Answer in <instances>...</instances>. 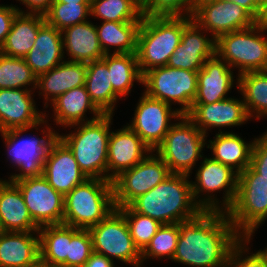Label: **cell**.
Instances as JSON below:
<instances>
[{
  "label": "cell",
  "mask_w": 267,
  "mask_h": 267,
  "mask_svg": "<svg viewBox=\"0 0 267 267\" xmlns=\"http://www.w3.org/2000/svg\"><path fill=\"white\" fill-rule=\"evenodd\" d=\"M83 267H115V265L113 260L93 251Z\"/></svg>",
  "instance_id": "7dc6e473"
},
{
  "label": "cell",
  "mask_w": 267,
  "mask_h": 267,
  "mask_svg": "<svg viewBox=\"0 0 267 267\" xmlns=\"http://www.w3.org/2000/svg\"><path fill=\"white\" fill-rule=\"evenodd\" d=\"M54 122L64 128L100 118L103 113L90 100L86 86L76 87L58 96L52 103ZM90 110L94 116L85 121V112ZM89 119V120H88Z\"/></svg>",
  "instance_id": "4316f807"
},
{
  "label": "cell",
  "mask_w": 267,
  "mask_h": 267,
  "mask_svg": "<svg viewBox=\"0 0 267 267\" xmlns=\"http://www.w3.org/2000/svg\"><path fill=\"white\" fill-rule=\"evenodd\" d=\"M36 232L0 231V267H28L39 263L40 238Z\"/></svg>",
  "instance_id": "cb8c5ba5"
},
{
  "label": "cell",
  "mask_w": 267,
  "mask_h": 267,
  "mask_svg": "<svg viewBox=\"0 0 267 267\" xmlns=\"http://www.w3.org/2000/svg\"><path fill=\"white\" fill-rule=\"evenodd\" d=\"M266 31L267 27L257 22L249 28L220 35L216 39L215 53L231 68H238V76L247 72L266 71Z\"/></svg>",
  "instance_id": "52a82bcc"
},
{
  "label": "cell",
  "mask_w": 267,
  "mask_h": 267,
  "mask_svg": "<svg viewBox=\"0 0 267 267\" xmlns=\"http://www.w3.org/2000/svg\"><path fill=\"white\" fill-rule=\"evenodd\" d=\"M45 23L44 15L19 12L13 20L0 53L9 57L24 58L34 46L38 31Z\"/></svg>",
  "instance_id": "f1b7e54d"
},
{
  "label": "cell",
  "mask_w": 267,
  "mask_h": 267,
  "mask_svg": "<svg viewBox=\"0 0 267 267\" xmlns=\"http://www.w3.org/2000/svg\"><path fill=\"white\" fill-rule=\"evenodd\" d=\"M118 209L125 216L135 246L142 252L162 224L149 216L135 212L129 205Z\"/></svg>",
  "instance_id": "ab89813d"
},
{
  "label": "cell",
  "mask_w": 267,
  "mask_h": 267,
  "mask_svg": "<svg viewBox=\"0 0 267 267\" xmlns=\"http://www.w3.org/2000/svg\"><path fill=\"white\" fill-rule=\"evenodd\" d=\"M258 22L261 25H264L265 27H267V6L265 7V9L262 11L260 19L258 20Z\"/></svg>",
  "instance_id": "681fc988"
},
{
  "label": "cell",
  "mask_w": 267,
  "mask_h": 267,
  "mask_svg": "<svg viewBox=\"0 0 267 267\" xmlns=\"http://www.w3.org/2000/svg\"><path fill=\"white\" fill-rule=\"evenodd\" d=\"M179 238V224H162L151 239L150 243L141 252L142 264L145 259L173 258ZM161 257V258H160Z\"/></svg>",
  "instance_id": "f35d334b"
},
{
  "label": "cell",
  "mask_w": 267,
  "mask_h": 267,
  "mask_svg": "<svg viewBox=\"0 0 267 267\" xmlns=\"http://www.w3.org/2000/svg\"><path fill=\"white\" fill-rule=\"evenodd\" d=\"M140 24L141 21H103L100 26L96 25L99 43L104 54H110L111 46L116 48L113 51L116 54H136Z\"/></svg>",
  "instance_id": "1f68e13d"
},
{
  "label": "cell",
  "mask_w": 267,
  "mask_h": 267,
  "mask_svg": "<svg viewBox=\"0 0 267 267\" xmlns=\"http://www.w3.org/2000/svg\"><path fill=\"white\" fill-rule=\"evenodd\" d=\"M246 243L248 244L249 242L245 237H242L233 246L229 254L228 267H267L265 259L258 251L250 256H247V254L245 256V253L249 250V247L248 245L246 246Z\"/></svg>",
  "instance_id": "7bdbcfd3"
},
{
  "label": "cell",
  "mask_w": 267,
  "mask_h": 267,
  "mask_svg": "<svg viewBox=\"0 0 267 267\" xmlns=\"http://www.w3.org/2000/svg\"><path fill=\"white\" fill-rule=\"evenodd\" d=\"M22 12L21 8L11 5L0 4V49L2 48L15 16Z\"/></svg>",
  "instance_id": "f6af8a7d"
},
{
  "label": "cell",
  "mask_w": 267,
  "mask_h": 267,
  "mask_svg": "<svg viewBox=\"0 0 267 267\" xmlns=\"http://www.w3.org/2000/svg\"><path fill=\"white\" fill-rule=\"evenodd\" d=\"M173 123L162 143L154 150L171 174L189 175L199 158H203L206 135L186 116Z\"/></svg>",
  "instance_id": "ba28073f"
},
{
  "label": "cell",
  "mask_w": 267,
  "mask_h": 267,
  "mask_svg": "<svg viewBox=\"0 0 267 267\" xmlns=\"http://www.w3.org/2000/svg\"><path fill=\"white\" fill-rule=\"evenodd\" d=\"M236 84L250 118L267 116V70L241 74Z\"/></svg>",
  "instance_id": "e575fe53"
},
{
  "label": "cell",
  "mask_w": 267,
  "mask_h": 267,
  "mask_svg": "<svg viewBox=\"0 0 267 267\" xmlns=\"http://www.w3.org/2000/svg\"><path fill=\"white\" fill-rule=\"evenodd\" d=\"M203 31V32H202ZM206 31L193 19L184 27L180 44L170 56L167 66L198 72L215 54L216 39L205 37ZM202 34V35H201Z\"/></svg>",
  "instance_id": "d6986e66"
},
{
  "label": "cell",
  "mask_w": 267,
  "mask_h": 267,
  "mask_svg": "<svg viewBox=\"0 0 267 267\" xmlns=\"http://www.w3.org/2000/svg\"><path fill=\"white\" fill-rule=\"evenodd\" d=\"M226 213L236 232L250 243L256 228L267 218V177L250 165L242 171L235 200Z\"/></svg>",
  "instance_id": "8992f818"
},
{
  "label": "cell",
  "mask_w": 267,
  "mask_h": 267,
  "mask_svg": "<svg viewBox=\"0 0 267 267\" xmlns=\"http://www.w3.org/2000/svg\"><path fill=\"white\" fill-rule=\"evenodd\" d=\"M37 87V76L24 58L5 56L0 53V89H27Z\"/></svg>",
  "instance_id": "8d00e7d4"
},
{
  "label": "cell",
  "mask_w": 267,
  "mask_h": 267,
  "mask_svg": "<svg viewBox=\"0 0 267 267\" xmlns=\"http://www.w3.org/2000/svg\"><path fill=\"white\" fill-rule=\"evenodd\" d=\"M31 95L27 89H0V133L47 125V114L37 111Z\"/></svg>",
  "instance_id": "e0dca14e"
},
{
  "label": "cell",
  "mask_w": 267,
  "mask_h": 267,
  "mask_svg": "<svg viewBox=\"0 0 267 267\" xmlns=\"http://www.w3.org/2000/svg\"><path fill=\"white\" fill-rule=\"evenodd\" d=\"M54 2H60V3H90L91 0H54Z\"/></svg>",
  "instance_id": "f907efd6"
},
{
  "label": "cell",
  "mask_w": 267,
  "mask_h": 267,
  "mask_svg": "<svg viewBox=\"0 0 267 267\" xmlns=\"http://www.w3.org/2000/svg\"><path fill=\"white\" fill-rule=\"evenodd\" d=\"M101 60L107 65L113 91L120 98L127 97L135 81L142 84L143 75L139 70L136 54L110 53L105 54Z\"/></svg>",
  "instance_id": "836d02e7"
},
{
  "label": "cell",
  "mask_w": 267,
  "mask_h": 267,
  "mask_svg": "<svg viewBox=\"0 0 267 267\" xmlns=\"http://www.w3.org/2000/svg\"><path fill=\"white\" fill-rule=\"evenodd\" d=\"M64 50L62 31L45 23L24 60L38 77L64 61Z\"/></svg>",
  "instance_id": "d4e9b609"
},
{
  "label": "cell",
  "mask_w": 267,
  "mask_h": 267,
  "mask_svg": "<svg viewBox=\"0 0 267 267\" xmlns=\"http://www.w3.org/2000/svg\"><path fill=\"white\" fill-rule=\"evenodd\" d=\"M233 70L216 53L198 71L197 93L192 105L222 101L234 85Z\"/></svg>",
  "instance_id": "7402d4cb"
},
{
  "label": "cell",
  "mask_w": 267,
  "mask_h": 267,
  "mask_svg": "<svg viewBox=\"0 0 267 267\" xmlns=\"http://www.w3.org/2000/svg\"><path fill=\"white\" fill-rule=\"evenodd\" d=\"M114 209L112 181L87 179L64 196L63 224L89 229Z\"/></svg>",
  "instance_id": "5b68a950"
},
{
  "label": "cell",
  "mask_w": 267,
  "mask_h": 267,
  "mask_svg": "<svg viewBox=\"0 0 267 267\" xmlns=\"http://www.w3.org/2000/svg\"><path fill=\"white\" fill-rule=\"evenodd\" d=\"M21 1L22 4L30 10L29 12H25L22 10V13H32V14H41L44 15L50 5L54 2V0H18Z\"/></svg>",
  "instance_id": "bcb514c9"
},
{
  "label": "cell",
  "mask_w": 267,
  "mask_h": 267,
  "mask_svg": "<svg viewBox=\"0 0 267 267\" xmlns=\"http://www.w3.org/2000/svg\"><path fill=\"white\" fill-rule=\"evenodd\" d=\"M153 153L112 181L115 208L128 206L171 174L164 161Z\"/></svg>",
  "instance_id": "4fadbf2b"
},
{
  "label": "cell",
  "mask_w": 267,
  "mask_h": 267,
  "mask_svg": "<svg viewBox=\"0 0 267 267\" xmlns=\"http://www.w3.org/2000/svg\"><path fill=\"white\" fill-rule=\"evenodd\" d=\"M90 16L103 21H142L141 0H91Z\"/></svg>",
  "instance_id": "d590c367"
},
{
  "label": "cell",
  "mask_w": 267,
  "mask_h": 267,
  "mask_svg": "<svg viewBox=\"0 0 267 267\" xmlns=\"http://www.w3.org/2000/svg\"><path fill=\"white\" fill-rule=\"evenodd\" d=\"M192 19L217 39L220 35L249 28L258 21L237 3L197 0Z\"/></svg>",
  "instance_id": "9a60e30c"
},
{
  "label": "cell",
  "mask_w": 267,
  "mask_h": 267,
  "mask_svg": "<svg viewBox=\"0 0 267 267\" xmlns=\"http://www.w3.org/2000/svg\"><path fill=\"white\" fill-rule=\"evenodd\" d=\"M47 130L41 132L43 138L28 137L20 138V134L30 129H16L2 132L5 147L7 148L10 161L19 169L18 174H12L9 181L15 182L27 177H37L42 175L43 162L51 142L56 138L57 133L54 129L46 126ZM54 130V131H53Z\"/></svg>",
  "instance_id": "7c38bea8"
},
{
  "label": "cell",
  "mask_w": 267,
  "mask_h": 267,
  "mask_svg": "<svg viewBox=\"0 0 267 267\" xmlns=\"http://www.w3.org/2000/svg\"><path fill=\"white\" fill-rule=\"evenodd\" d=\"M86 65L85 86L90 100L103 114H113L115 103L120 97L113 91L107 65L102 60Z\"/></svg>",
  "instance_id": "d6a6232c"
},
{
  "label": "cell",
  "mask_w": 267,
  "mask_h": 267,
  "mask_svg": "<svg viewBox=\"0 0 267 267\" xmlns=\"http://www.w3.org/2000/svg\"><path fill=\"white\" fill-rule=\"evenodd\" d=\"M28 267H45V266L41 262H39L37 264L31 265V266H28Z\"/></svg>",
  "instance_id": "db71d44e"
},
{
  "label": "cell",
  "mask_w": 267,
  "mask_h": 267,
  "mask_svg": "<svg viewBox=\"0 0 267 267\" xmlns=\"http://www.w3.org/2000/svg\"><path fill=\"white\" fill-rule=\"evenodd\" d=\"M88 230L94 252L103 254L111 260L116 258L134 267H141V252L135 246L125 216L118 208Z\"/></svg>",
  "instance_id": "8fae6325"
},
{
  "label": "cell",
  "mask_w": 267,
  "mask_h": 267,
  "mask_svg": "<svg viewBox=\"0 0 267 267\" xmlns=\"http://www.w3.org/2000/svg\"><path fill=\"white\" fill-rule=\"evenodd\" d=\"M189 175L170 174L163 182L134 199L129 206L161 224L179 223L202 209L194 202Z\"/></svg>",
  "instance_id": "7a4b0ae2"
},
{
  "label": "cell",
  "mask_w": 267,
  "mask_h": 267,
  "mask_svg": "<svg viewBox=\"0 0 267 267\" xmlns=\"http://www.w3.org/2000/svg\"><path fill=\"white\" fill-rule=\"evenodd\" d=\"M13 183L20 189L28 212L39 228L63 224L64 195L56 191L43 175Z\"/></svg>",
  "instance_id": "5bb4252c"
},
{
  "label": "cell",
  "mask_w": 267,
  "mask_h": 267,
  "mask_svg": "<svg viewBox=\"0 0 267 267\" xmlns=\"http://www.w3.org/2000/svg\"><path fill=\"white\" fill-rule=\"evenodd\" d=\"M79 230L65 224L40 227V262L45 267H67L69 243Z\"/></svg>",
  "instance_id": "4dcf8cb0"
},
{
  "label": "cell",
  "mask_w": 267,
  "mask_h": 267,
  "mask_svg": "<svg viewBox=\"0 0 267 267\" xmlns=\"http://www.w3.org/2000/svg\"><path fill=\"white\" fill-rule=\"evenodd\" d=\"M253 144L254 140L246 143L238 134L219 129L214 140H209L207 148L212 150L213 160L240 174L250 165Z\"/></svg>",
  "instance_id": "f546056e"
},
{
  "label": "cell",
  "mask_w": 267,
  "mask_h": 267,
  "mask_svg": "<svg viewBox=\"0 0 267 267\" xmlns=\"http://www.w3.org/2000/svg\"><path fill=\"white\" fill-rule=\"evenodd\" d=\"M63 46L72 62L89 63L101 60L105 54L100 46L96 25L86 21L62 31Z\"/></svg>",
  "instance_id": "83f0119b"
},
{
  "label": "cell",
  "mask_w": 267,
  "mask_h": 267,
  "mask_svg": "<svg viewBox=\"0 0 267 267\" xmlns=\"http://www.w3.org/2000/svg\"><path fill=\"white\" fill-rule=\"evenodd\" d=\"M237 3L246 9L257 21L260 19L262 11L258 8V0H219Z\"/></svg>",
  "instance_id": "c3c4849f"
},
{
  "label": "cell",
  "mask_w": 267,
  "mask_h": 267,
  "mask_svg": "<svg viewBox=\"0 0 267 267\" xmlns=\"http://www.w3.org/2000/svg\"><path fill=\"white\" fill-rule=\"evenodd\" d=\"M198 72L173 68L155 67L143 74L142 85L148 96L169 105L178 104V111L186 115L192 108L197 93Z\"/></svg>",
  "instance_id": "9c48e42d"
},
{
  "label": "cell",
  "mask_w": 267,
  "mask_h": 267,
  "mask_svg": "<svg viewBox=\"0 0 267 267\" xmlns=\"http://www.w3.org/2000/svg\"><path fill=\"white\" fill-rule=\"evenodd\" d=\"M250 166L263 177H267V132L254 138Z\"/></svg>",
  "instance_id": "ee69618b"
},
{
  "label": "cell",
  "mask_w": 267,
  "mask_h": 267,
  "mask_svg": "<svg viewBox=\"0 0 267 267\" xmlns=\"http://www.w3.org/2000/svg\"><path fill=\"white\" fill-rule=\"evenodd\" d=\"M0 226L4 232H32L40 228L31 218L20 189L0 179Z\"/></svg>",
  "instance_id": "484cf974"
},
{
  "label": "cell",
  "mask_w": 267,
  "mask_h": 267,
  "mask_svg": "<svg viewBox=\"0 0 267 267\" xmlns=\"http://www.w3.org/2000/svg\"><path fill=\"white\" fill-rule=\"evenodd\" d=\"M86 72V63L64 60L55 68L39 75L36 89H39V95H43L46 100L44 107H48V101L52 103L68 90L85 86Z\"/></svg>",
  "instance_id": "603a6c76"
},
{
  "label": "cell",
  "mask_w": 267,
  "mask_h": 267,
  "mask_svg": "<svg viewBox=\"0 0 267 267\" xmlns=\"http://www.w3.org/2000/svg\"><path fill=\"white\" fill-rule=\"evenodd\" d=\"M42 175L64 196L88 179L81 171L72 151L58 136L51 142L45 155Z\"/></svg>",
  "instance_id": "ac0fdd59"
},
{
  "label": "cell",
  "mask_w": 267,
  "mask_h": 267,
  "mask_svg": "<svg viewBox=\"0 0 267 267\" xmlns=\"http://www.w3.org/2000/svg\"><path fill=\"white\" fill-rule=\"evenodd\" d=\"M174 262L191 267H228L229 254L242 238L226 212L202 210L181 221Z\"/></svg>",
  "instance_id": "6da1fadb"
},
{
  "label": "cell",
  "mask_w": 267,
  "mask_h": 267,
  "mask_svg": "<svg viewBox=\"0 0 267 267\" xmlns=\"http://www.w3.org/2000/svg\"><path fill=\"white\" fill-rule=\"evenodd\" d=\"M202 160L203 162H201L202 164L198 168L195 175L197 182L191 181L192 196L194 202L202 210L226 212L232 206L235 200L239 174L232 168L213 160L211 157H203ZM219 190H224L225 192H223L224 195L222 203L221 201L216 199V197H214L215 194L212 195L213 192ZM201 193L203 195L205 193L204 196H206L207 194L208 195L206 197L203 196L202 198H200L199 196L202 195Z\"/></svg>",
  "instance_id": "30bf717a"
},
{
  "label": "cell",
  "mask_w": 267,
  "mask_h": 267,
  "mask_svg": "<svg viewBox=\"0 0 267 267\" xmlns=\"http://www.w3.org/2000/svg\"><path fill=\"white\" fill-rule=\"evenodd\" d=\"M267 6V0H258V8L263 11Z\"/></svg>",
  "instance_id": "816d5d0a"
},
{
  "label": "cell",
  "mask_w": 267,
  "mask_h": 267,
  "mask_svg": "<svg viewBox=\"0 0 267 267\" xmlns=\"http://www.w3.org/2000/svg\"><path fill=\"white\" fill-rule=\"evenodd\" d=\"M88 16H90V3L53 2L44 14L45 22L60 31L86 22Z\"/></svg>",
  "instance_id": "74e56055"
},
{
  "label": "cell",
  "mask_w": 267,
  "mask_h": 267,
  "mask_svg": "<svg viewBox=\"0 0 267 267\" xmlns=\"http://www.w3.org/2000/svg\"><path fill=\"white\" fill-rule=\"evenodd\" d=\"M197 0H141L143 16L192 17Z\"/></svg>",
  "instance_id": "60d3db41"
},
{
  "label": "cell",
  "mask_w": 267,
  "mask_h": 267,
  "mask_svg": "<svg viewBox=\"0 0 267 267\" xmlns=\"http://www.w3.org/2000/svg\"><path fill=\"white\" fill-rule=\"evenodd\" d=\"M151 151L128 125L116 132L111 131L107 150V180L113 181L123 171L141 162Z\"/></svg>",
  "instance_id": "ffe728a7"
},
{
  "label": "cell",
  "mask_w": 267,
  "mask_h": 267,
  "mask_svg": "<svg viewBox=\"0 0 267 267\" xmlns=\"http://www.w3.org/2000/svg\"><path fill=\"white\" fill-rule=\"evenodd\" d=\"M192 17L143 16L137 36V62L143 75L155 67L167 66L180 44L184 27Z\"/></svg>",
  "instance_id": "3957f363"
},
{
  "label": "cell",
  "mask_w": 267,
  "mask_h": 267,
  "mask_svg": "<svg viewBox=\"0 0 267 267\" xmlns=\"http://www.w3.org/2000/svg\"><path fill=\"white\" fill-rule=\"evenodd\" d=\"M93 252L92 237L88 229H80L69 243L67 267H83Z\"/></svg>",
  "instance_id": "b9f144b4"
},
{
  "label": "cell",
  "mask_w": 267,
  "mask_h": 267,
  "mask_svg": "<svg viewBox=\"0 0 267 267\" xmlns=\"http://www.w3.org/2000/svg\"><path fill=\"white\" fill-rule=\"evenodd\" d=\"M142 97L136 105L135 116L131 124L127 125L154 151L163 141L167 132L173 125L171 118L178 121L181 113L178 108L142 93Z\"/></svg>",
  "instance_id": "2e32d148"
},
{
  "label": "cell",
  "mask_w": 267,
  "mask_h": 267,
  "mask_svg": "<svg viewBox=\"0 0 267 267\" xmlns=\"http://www.w3.org/2000/svg\"><path fill=\"white\" fill-rule=\"evenodd\" d=\"M186 116L205 135L210 128L240 126L252 119L243 100L232 97L211 104L192 105Z\"/></svg>",
  "instance_id": "44dd1931"
},
{
  "label": "cell",
  "mask_w": 267,
  "mask_h": 267,
  "mask_svg": "<svg viewBox=\"0 0 267 267\" xmlns=\"http://www.w3.org/2000/svg\"><path fill=\"white\" fill-rule=\"evenodd\" d=\"M112 116L114 115L103 114L94 121L69 126H78V129L67 135L57 133L72 151L81 171L88 179L107 180V150Z\"/></svg>",
  "instance_id": "277c9868"
},
{
  "label": "cell",
  "mask_w": 267,
  "mask_h": 267,
  "mask_svg": "<svg viewBox=\"0 0 267 267\" xmlns=\"http://www.w3.org/2000/svg\"><path fill=\"white\" fill-rule=\"evenodd\" d=\"M258 252L263 256L267 264V248H265L264 250H259Z\"/></svg>",
  "instance_id": "f5cc1de1"
}]
</instances>
